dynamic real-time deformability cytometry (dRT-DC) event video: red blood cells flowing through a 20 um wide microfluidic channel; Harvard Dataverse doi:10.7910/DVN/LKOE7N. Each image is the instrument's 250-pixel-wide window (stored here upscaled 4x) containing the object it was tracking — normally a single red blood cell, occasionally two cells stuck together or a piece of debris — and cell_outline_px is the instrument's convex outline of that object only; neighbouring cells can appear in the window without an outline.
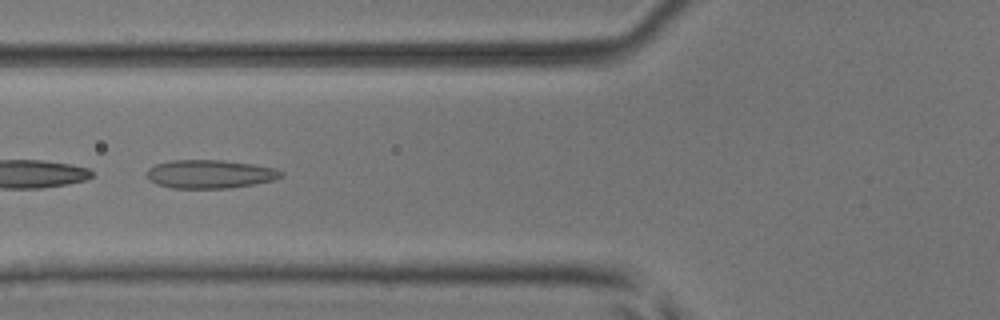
{"species": "common noctule bat (a hibernating species)", "species_latin": "Nyctalus noctula", "temperature_condition": "room temperature", "stored_images_in_passage": 6, "camera_frame_rate_fps": 3000, "um_per_image_px": 0.085, "animal": {"sex": "male", "body_mass_g": 17.9, "forearm_length_mm": 54.2}, "frame": {"image": 1, "passage_image": 6, "time_ms": 1.667, "image_size_px": [1000, 320], "cell_outline_px": [[284, 176], [276, 180], [256, 184], [228, 188], [172, 188], [156, 184], [148, 180], [148, 168], [156, 164], [172, 160], [224, 160], [252, 164], [276, 168], [284, 172]], "centroid_in_image_um": [17.89, 14.8], "position_along_channel_um": 107.9, "area_um2": 22.48}}